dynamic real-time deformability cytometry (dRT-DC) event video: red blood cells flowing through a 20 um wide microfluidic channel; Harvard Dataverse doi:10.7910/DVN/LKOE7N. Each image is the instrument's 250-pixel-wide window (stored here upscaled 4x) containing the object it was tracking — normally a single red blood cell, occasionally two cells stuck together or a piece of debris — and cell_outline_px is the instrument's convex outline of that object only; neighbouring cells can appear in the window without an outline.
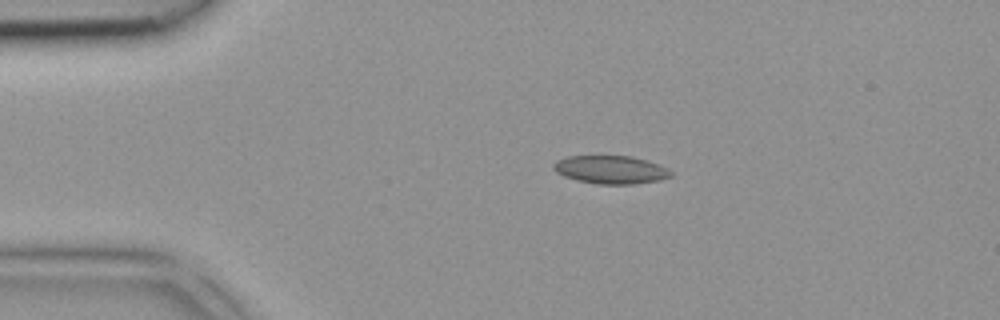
{"species": "common noctule bat (a hibernating species)", "species_latin": "Nyctalus noctula", "temperature_condition": "room temperature", "stored_images_in_passage": 2, "camera_frame_rate_fps": 3000, "um_per_image_px": 0.085, "animal": {"sex": "female", "body_mass_g": 18.4}, "frame": {"image": 1, "passage_image": 1, "time_ms": 0.0, "image_size_px": [1000, 320], "cell_outline_px": [[672, 176], [656, 180], [632, 184], [596, 184], [576, 180], [564, 176], [556, 172], [552, 168], [552, 164], [556, 160], [568, 156], [632, 156], [648, 160], [668, 168], [672, 172]], "centroid_in_image_um": [51.88, 14.41], "position_along_channel_um": 33.1, "area_um2": 19.31}}